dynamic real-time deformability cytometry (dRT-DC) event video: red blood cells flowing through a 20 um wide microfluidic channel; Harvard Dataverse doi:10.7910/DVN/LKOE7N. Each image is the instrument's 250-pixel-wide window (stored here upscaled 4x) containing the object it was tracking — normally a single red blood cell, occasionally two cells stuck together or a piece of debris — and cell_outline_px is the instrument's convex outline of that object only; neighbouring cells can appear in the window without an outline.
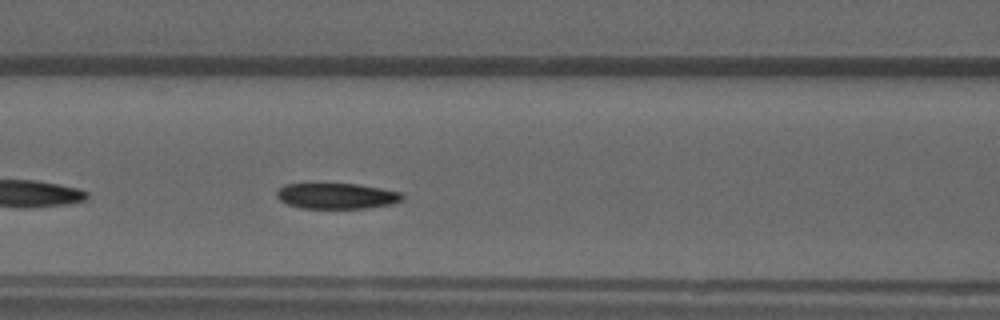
{"species": "common noctule bat (a hibernating species)", "species_latin": "Nyctalus noctula", "temperature_condition": "warm", "stored_images_in_passage": 35, "camera_frame_rate_fps": 3000, "um_per_image_px": 0.085, "animal": {"sex": "male", "forearm_length_mm": 52.5}, "frame": {"image": 1, "passage_image": 8, "time_ms": 2.333, "image_size_px": [1000, 320], "cell_outline_px": [[404, 200], [392, 204], [368, 208], [300, 208], [288, 204], [280, 200], [276, 196], [276, 192], [284, 184], [308, 180], [316, 180], [356, 184], [404, 192]], "centroid_in_image_um": [28.57, 16.59], "position_along_channel_um": 138.0, "area_um2": 20.06}}
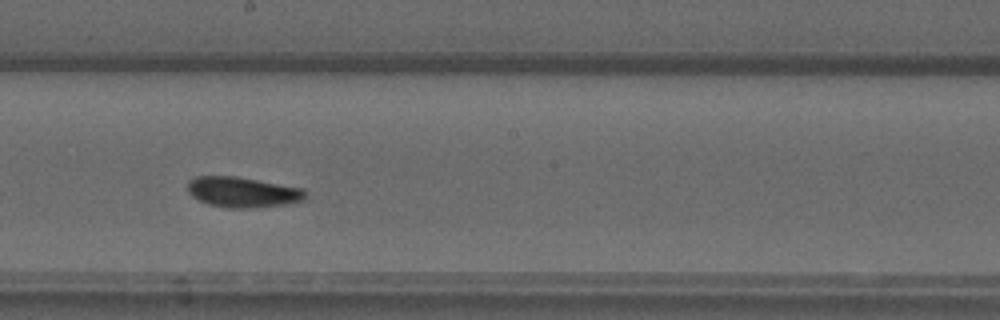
{"frame": {"image": 2, "passage_image": 15, "time_ms": 4.667, "image_size_px": [1000, 320], "cell_outline_px": [[308, 196], [304, 200], [288, 204], [252, 208], [228, 208], [208, 204], [192, 196], [188, 192], [188, 180], [196, 176], [236, 176], [304, 188], [308, 192]], "centroid_in_image_um": [20.67, 16.33], "position_along_channel_um": 227.5, "area_um2": 21.15}}
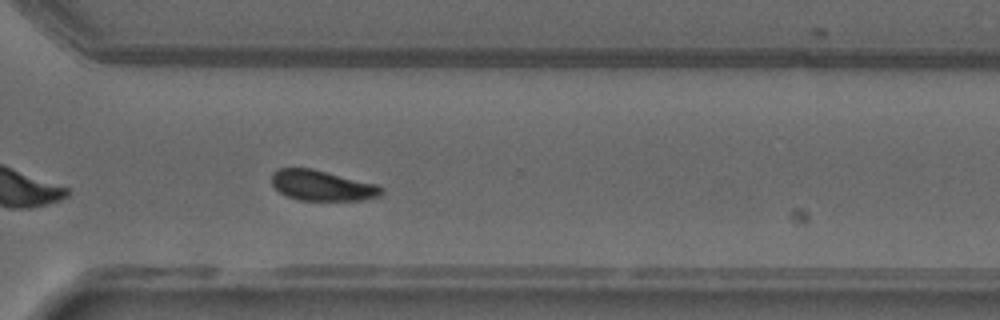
{"frame": {"image": 3, "passage_image": 24, "time_ms": 7.667, "image_size_px": [1000, 320], "cell_outline_px": [[384, 192], [380, 196], [364, 200], [300, 200], [288, 196], [280, 192], [272, 184], [272, 172], [276, 168], [312, 168], [376, 184], [384, 188]], "centroid_in_image_um": [27.39, 15.76], "position_along_channel_um": 343.2, "area_um2": 19.48}, "authors_computed_cell_mechanics": {"area_um2": 20.0566, "velocity_mm_per_s": 3.8483, "shape_relaxation_time_tau1_ms": 5.2625, "shape_relaxation_time_tau2_ms": 3.9228, "deformation_change_tau1": 0.1556, "deformation_change_tau2": 0.0923}}